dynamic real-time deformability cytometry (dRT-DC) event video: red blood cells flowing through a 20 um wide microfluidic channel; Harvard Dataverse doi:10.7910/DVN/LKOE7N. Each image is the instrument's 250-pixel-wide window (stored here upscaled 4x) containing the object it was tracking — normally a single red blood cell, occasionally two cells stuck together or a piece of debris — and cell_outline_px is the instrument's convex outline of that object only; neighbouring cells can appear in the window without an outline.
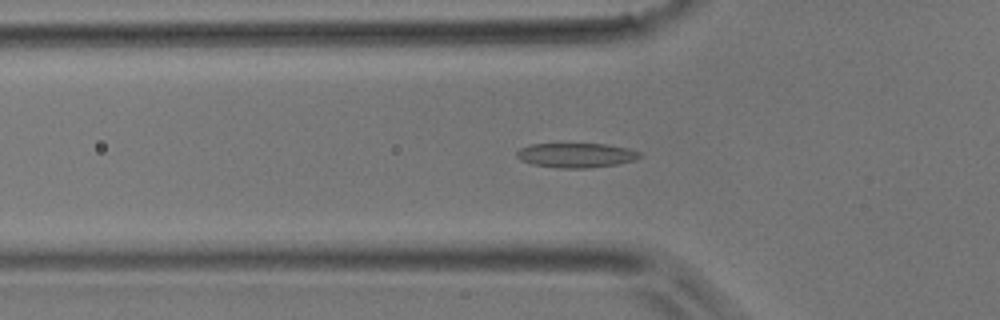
{"species": "common noctule bat (a hibernating species)", "species_latin": "Nyctalus noctula", "temperature_condition": "room temperature", "stored_images_in_passage": 38, "camera_frame_rate_fps": 3000, "um_per_image_px": 0.085, "animal": {"sex": "male", "body_mass_g": 17.9}, "frame": {"image": 1, "passage_image": 14, "time_ms": 4.333, "image_size_px": [1000, 320], "cell_outline_px": [[644, 156], [636, 160], [616, 164], [588, 168], [560, 168], [532, 164], [520, 160], [516, 156], [516, 152], [520, 148], [532, 144], [608, 144], [628, 148], [640, 152]], "centroid_in_image_um": [49.0, 13.19], "position_along_channel_um": 76.8, "area_um2": 17.69}}
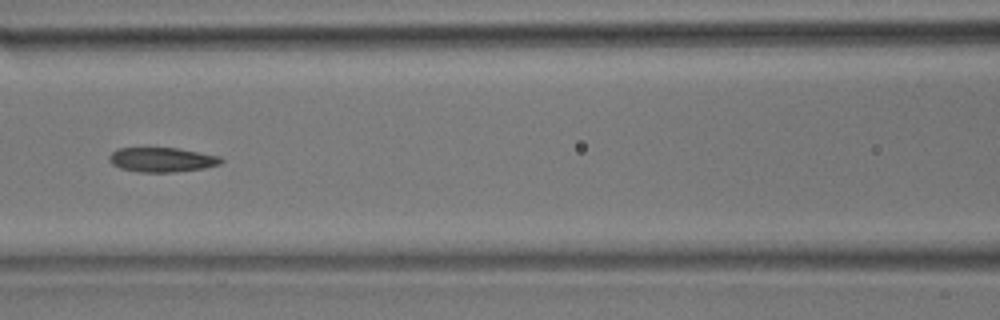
{"frame": {"image": 2, "passage_image": 19, "time_ms": 6.0, "image_size_px": [1000, 320], "cell_outline_px": [[224, 160], [220, 164], [204, 168], [172, 172], [140, 172], [120, 168], [112, 164], [108, 160], [108, 156], [116, 148], [180, 148], [220, 156]], "centroid_in_image_um": [13.76, 13.57], "position_along_channel_um": 152.8, "area_um2": 16.07}}
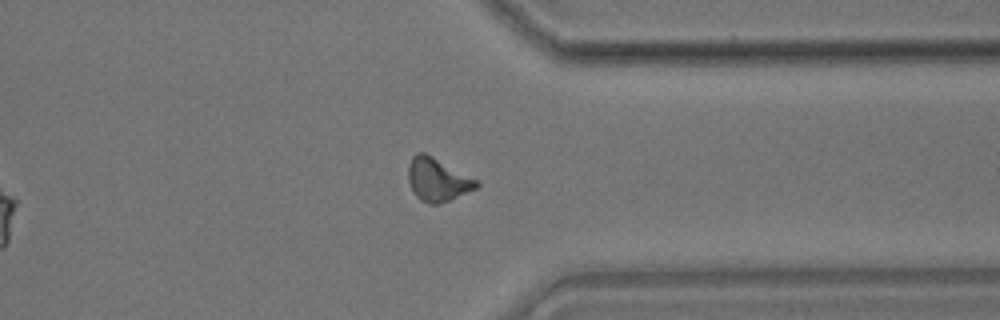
{"frame": {"image": 3, "passage_image": 34, "time_ms": 11.0, "image_size_px": [1000, 320], "cell_outline_px": [[480, 184], [476, 188], [440, 204], [432, 204], [420, 200], [416, 196], [408, 180], [408, 164], [412, 156], [416, 152], [424, 152], [432, 156], [476, 180]], "centroid_in_image_um": [37.14, 15.26], "position_along_channel_um": 374.3, "area_um2": 16.82}}